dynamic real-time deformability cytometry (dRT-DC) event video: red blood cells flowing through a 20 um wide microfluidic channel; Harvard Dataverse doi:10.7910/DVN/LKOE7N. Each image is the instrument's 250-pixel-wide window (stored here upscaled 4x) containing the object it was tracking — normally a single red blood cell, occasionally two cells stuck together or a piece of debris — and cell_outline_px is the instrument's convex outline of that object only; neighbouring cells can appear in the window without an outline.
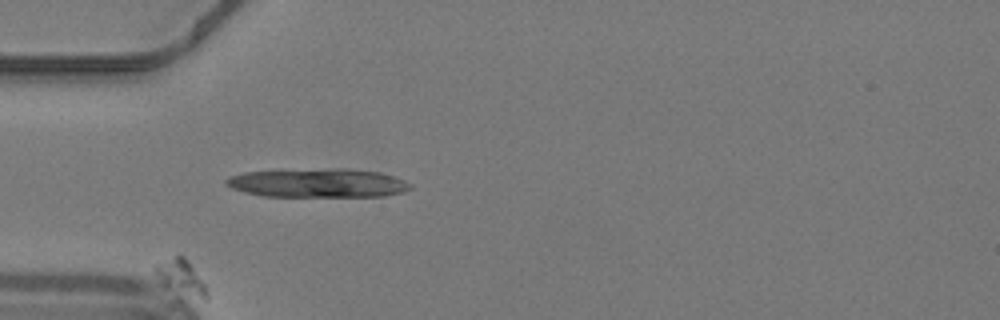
{"species": "common noctule bat (a hibernating species)", "species_latin": "Nyctalus noctula", "temperature_condition": "warm", "stored_images_in_passage": 46, "segment_of_instrument_passage": [2, 2], "camera_frame_rate_fps": 3000, "um_per_image_px": 0.085, "animal": {"sex": "male", "body_mass_g": 19.2, "forearm_length_mm": 51.8}, "frame": {"image": 1, "passage_image": 12, "time_ms": 3.667, "image_size_px": [1000, 320], "cell_outline_px": [[208, 300], [176, 300], [156, 280], [152, 268], [156, 264], [176, 256], [184, 256], [188, 260], [204, 284], [208, 292]], "centroid_in_image_um": [15.33, 23.75], "position_along_channel_um": 69.7, "area_um2": 11.91}}
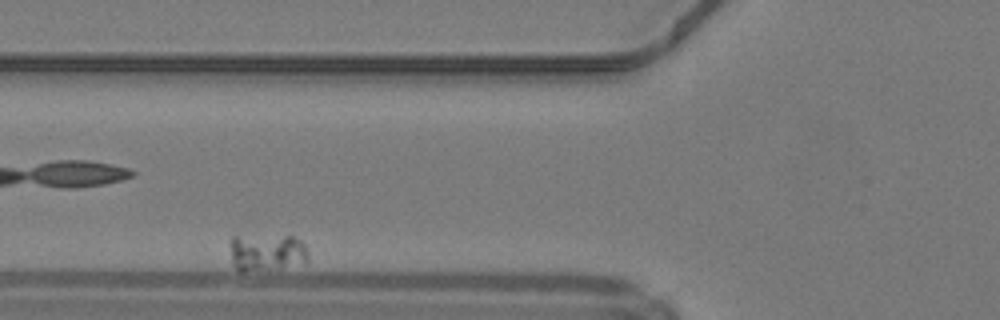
{"frame": {"image": 2, "passage_image": 17, "time_ms": 5.333, "image_size_px": [1000, 320], "cell_outline_px": [[308, 260], [280, 268], [240, 272], [232, 264], [232, 236], [292, 236], [300, 240], [304, 244], [308, 252]], "centroid_in_image_um": [22.68, 21.45], "position_along_channel_um": 103.1, "area_um2": 16.7}}
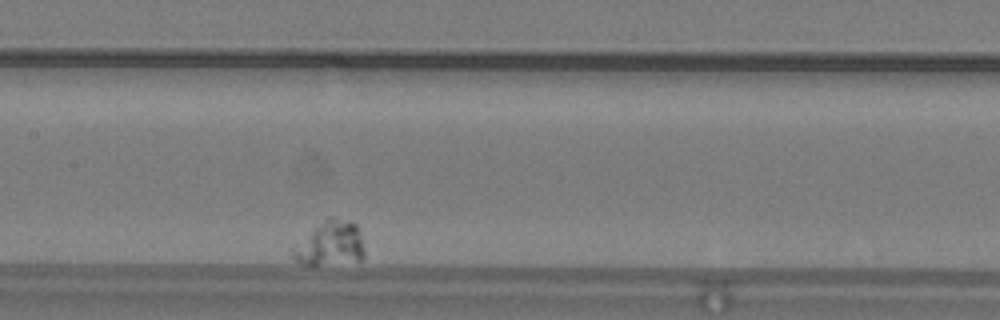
{"frame": {"image": 3, "passage_image": 26, "time_ms": 8.333, "image_size_px": [1000, 320], "cell_outline_px": [[364, 260], [316, 264], [304, 264], [296, 260], [288, 252], [288, 248], [312, 228], [328, 216], [332, 216], [352, 220], [356, 224], [360, 232], [364, 248]], "centroid_in_image_um": [28.02, 20.66], "position_along_channel_um": 179.4, "area_um2": 19.07}}